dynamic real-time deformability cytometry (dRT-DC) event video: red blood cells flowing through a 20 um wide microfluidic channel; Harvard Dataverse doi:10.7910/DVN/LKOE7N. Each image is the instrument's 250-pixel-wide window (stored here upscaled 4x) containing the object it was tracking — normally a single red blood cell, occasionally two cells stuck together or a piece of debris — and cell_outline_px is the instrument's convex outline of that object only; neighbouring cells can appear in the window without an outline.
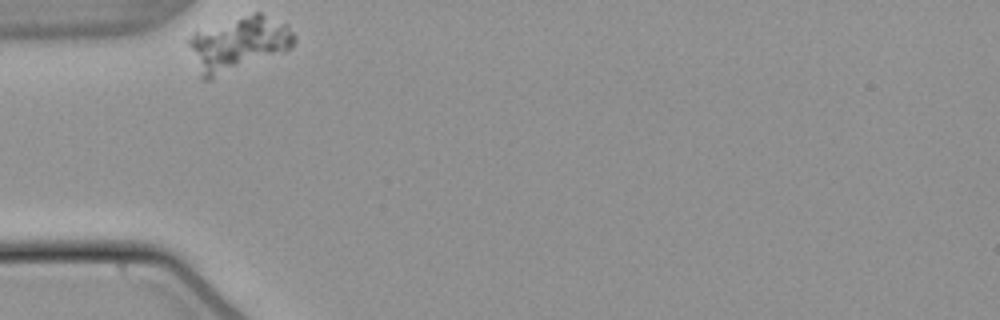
{"species": "common noctule bat (a hibernating species)", "species_latin": "Nyctalus noctula", "temperature_condition": "warm", "stored_images_in_passage": 33, "camera_frame_rate_fps": 3000, "um_per_image_px": 0.085, "animal": {"sex": "male", "body_mass_g": 21.5, "forearm_length_mm": 52.0}, "frame": {"image": 1, "passage_image": 1, "time_ms": 0.0, "image_size_px": [1000, 320], "cell_outline_px": [[296, 40], [292, 48], [284, 52], [208, 80], [200, 80], [184, 40], [196, 32], [252, 12], [260, 12], [288, 24], [296, 36]], "centroid_in_image_um": [20.25, 3.74], "position_along_channel_um": 64.8, "area_um2": 33.87}}
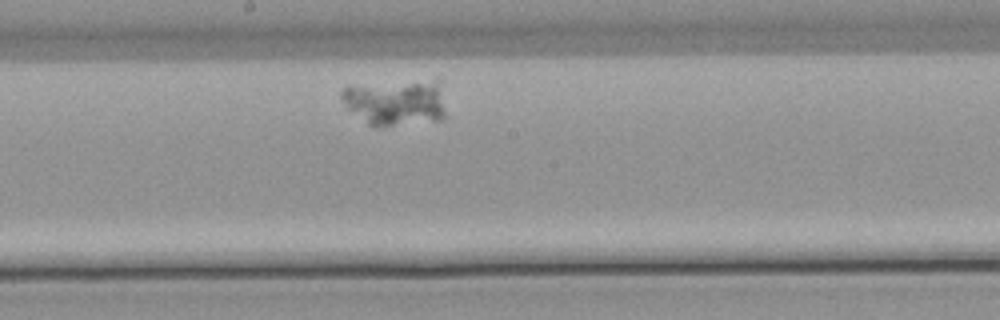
{"frame": {"image": 2, "passage_image": 16, "time_ms": 5.0, "image_size_px": [1000, 320], "cell_outline_px": [[444, 120], [392, 124], [368, 124], [348, 108], [340, 96], [340, 92], [348, 84], [436, 80], [440, 80], [444, 112]], "centroid_in_image_um": [33.62, 8.64], "position_along_channel_um": 214.6, "area_um2": 27.69}}
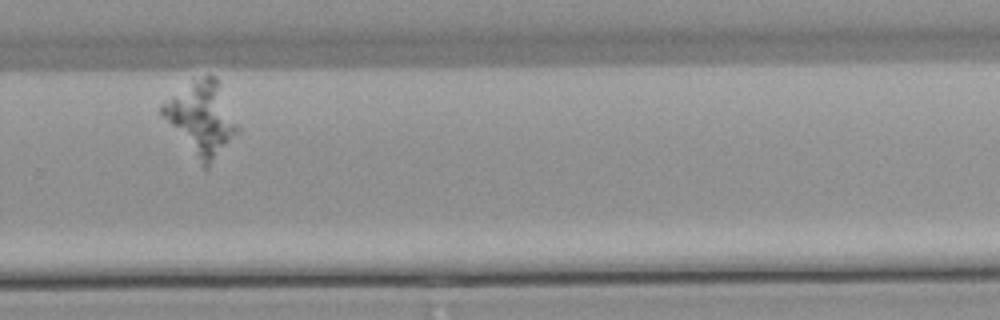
{"frame": {"image": 3, "passage_image": 25, "time_ms": 8.0, "image_size_px": [1000, 320], "cell_outline_px": [[240, 132], [208, 168], [204, 168], [160, 116], [160, 104], [192, 80], [208, 72], [216, 76], [220, 80], [240, 128]], "centroid_in_image_um": [17.15, 10.03], "position_along_channel_um": 312.6, "area_um2": 33.06}}